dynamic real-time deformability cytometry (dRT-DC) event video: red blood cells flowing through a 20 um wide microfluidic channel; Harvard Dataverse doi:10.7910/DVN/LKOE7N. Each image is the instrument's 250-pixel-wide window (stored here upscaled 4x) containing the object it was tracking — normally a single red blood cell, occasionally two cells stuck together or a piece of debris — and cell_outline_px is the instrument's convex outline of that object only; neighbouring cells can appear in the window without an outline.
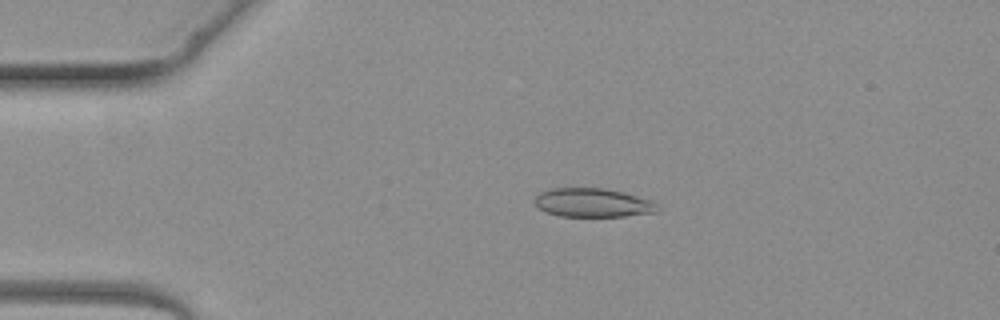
{"species": "common noctule bat (a hibernating species)", "species_latin": "Nyctalus noctula", "temperature_condition": "warm", "stored_images_in_passage": 4, "camera_frame_rate_fps": 3000, "um_per_image_px": 0.085, "animal": {"sex": "female", "body_mass_g": 19.3, "forearm_length_mm": 54.1}, "frame": {"image": 1, "passage_image": 3, "time_ms": 2.333, "image_size_px": [1000, 320], "cell_outline_px": [[660, 208], [656, 212], [624, 216], [560, 216], [544, 212], [532, 200], [540, 192], [552, 188], [604, 188], [652, 200]], "centroid_in_image_um": [50.36, 17.23], "position_along_channel_um": 34.6, "area_um2": 20.52}}